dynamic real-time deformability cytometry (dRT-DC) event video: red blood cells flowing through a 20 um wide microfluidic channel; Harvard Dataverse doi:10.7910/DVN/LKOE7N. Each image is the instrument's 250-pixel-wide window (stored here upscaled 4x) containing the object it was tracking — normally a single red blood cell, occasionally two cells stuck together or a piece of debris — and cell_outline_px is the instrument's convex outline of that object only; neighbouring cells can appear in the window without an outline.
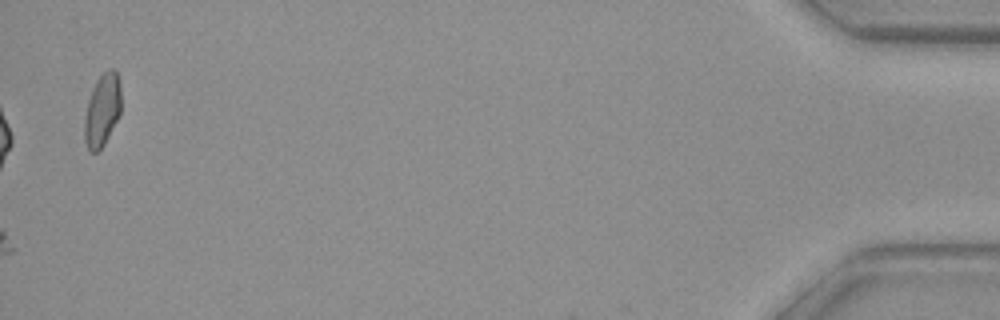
{"species": "common noctule bat (a hibernating species)", "species_latin": "Nyctalus noctula", "temperature_condition": "warm", "stored_images_in_passage": 36, "camera_frame_rate_fps": 3000, "um_per_image_px": 0.085, "animal": {"sex": "female", "body_mass_g": 29.2, "forearm_length_mm": 56.3}, "frame": {"image": 1, "passage_image": 36, "time_ms": 11.667, "image_size_px": [1000, 320], "cell_outline_px": [[120, 116], [104, 144], [96, 152], [88, 152], [84, 140], [84, 116], [88, 100], [96, 80], [108, 68], [112, 68], [116, 72], [120, 80]], "centroid_in_image_um": [8.68, 9.37], "position_along_channel_um": 426.5, "area_um2": 15.66}}